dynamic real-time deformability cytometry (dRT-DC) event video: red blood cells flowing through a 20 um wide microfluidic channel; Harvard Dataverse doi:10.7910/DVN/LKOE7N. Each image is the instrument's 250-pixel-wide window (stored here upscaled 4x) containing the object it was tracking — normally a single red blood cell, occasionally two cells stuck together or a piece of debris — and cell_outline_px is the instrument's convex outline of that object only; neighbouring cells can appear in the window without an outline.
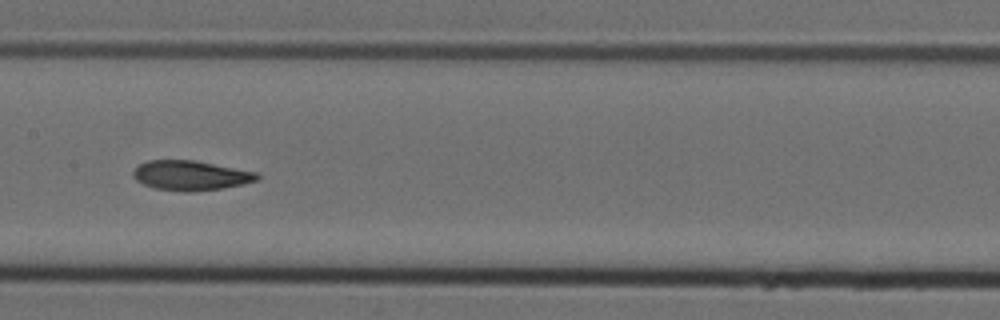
{"species": "Egyptian fruit bat (a non-hibernating species)", "species_latin": "Rousettus aegyptiacus", "temperature_condition": "cold", "stored_images_in_passage": 15, "camera_frame_rate_fps": 3000, "um_per_image_px": 0.085, "animal": {"sex": "female"}, "frame": {"image": 1, "passage_image": 7, "time_ms": 2.0, "image_size_px": [1000, 320], "cell_outline_px": [[260, 176], [256, 180], [244, 184], [220, 188], [192, 192], [184, 192], [156, 188], [144, 184], [136, 180], [132, 176], [132, 172], [140, 164], [148, 160], [196, 160], [260, 172]], "centroid_in_image_um": [16.24, 14.9], "position_along_channel_um": 191.2, "area_um2": 21.62}}
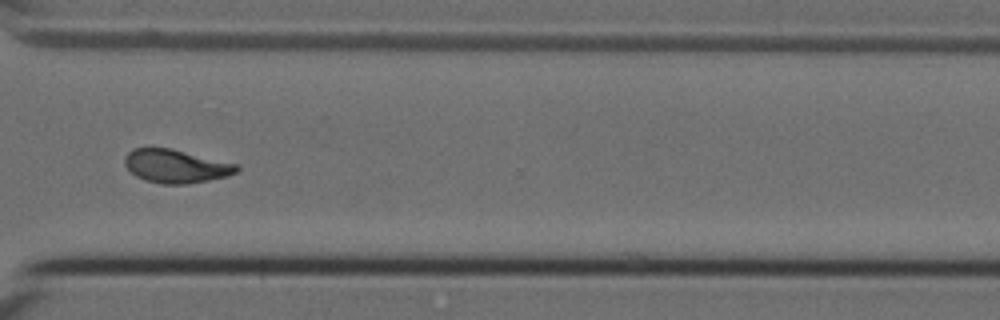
{"frame": {"image": 2, "passage_image": 11, "time_ms": 3.333, "image_size_px": [1000, 320], "cell_outline_px": [[240, 168], [236, 172], [228, 176], [208, 180], [184, 184], [160, 184], [144, 180], [136, 176], [124, 164], [124, 156], [132, 148], [172, 148], [236, 164]], "centroid_in_image_um": [14.92, 14.12], "position_along_channel_um": 355.7, "area_um2": 21.73}}
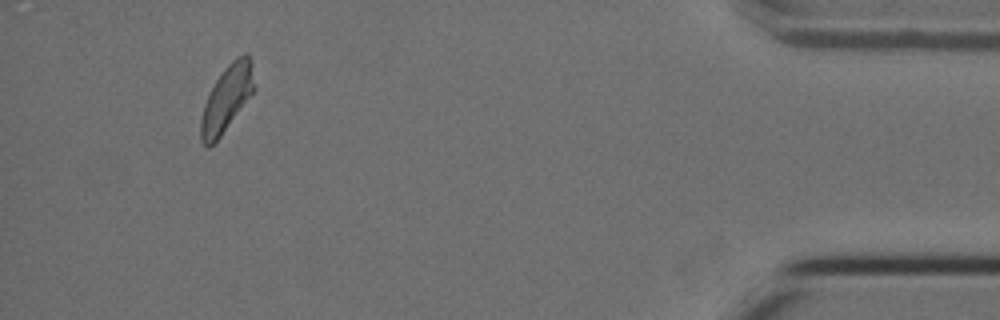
{"frame": {"image": 3, "passage_image": 15, "time_ms": 4.667, "image_size_px": [1000, 320], "cell_outline_px": [[256, 88], [220, 136], [208, 148], [200, 140], [200, 120], [204, 104], [216, 80], [224, 68], [236, 56], [244, 52], [248, 52], [252, 60]], "centroid_in_image_um": [19.3, 8.31], "position_along_channel_um": 415.9, "area_um2": 20.52}}